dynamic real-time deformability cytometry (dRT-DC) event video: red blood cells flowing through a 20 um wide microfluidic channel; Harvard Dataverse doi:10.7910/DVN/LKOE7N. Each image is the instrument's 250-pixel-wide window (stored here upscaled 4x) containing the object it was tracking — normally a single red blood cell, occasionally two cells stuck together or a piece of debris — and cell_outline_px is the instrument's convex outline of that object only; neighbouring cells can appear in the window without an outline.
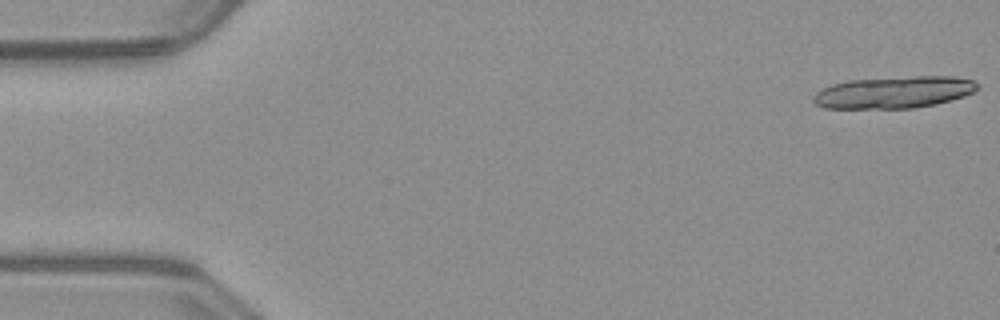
{"species": "common noctule bat (a hibernating species)", "species_latin": "Nyctalus noctula", "temperature_condition": "warm", "stored_images_in_passage": 18, "camera_frame_rate_fps": 3000, "um_per_image_px": 0.085, "animal": {"sex": "male", "body_mass_g": 23.1, "forearm_length_mm": 52.7}, "frame": {"image": 1, "passage_image": 1, "time_ms": 0.0, "image_size_px": [1000, 320], "cell_outline_px": [[980, 88], [964, 96], [952, 100], [936, 104], [916, 108], [824, 108], [816, 104], [812, 100], [812, 96], [816, 92], [832, 84], [848, 80], [912, 76], [952, 76], [972, 80], [980, 84]], "centroid_in_image_um": [76.0, 7.84], "position_along_channel_um": 9.0, "area_um2": 30.69}}